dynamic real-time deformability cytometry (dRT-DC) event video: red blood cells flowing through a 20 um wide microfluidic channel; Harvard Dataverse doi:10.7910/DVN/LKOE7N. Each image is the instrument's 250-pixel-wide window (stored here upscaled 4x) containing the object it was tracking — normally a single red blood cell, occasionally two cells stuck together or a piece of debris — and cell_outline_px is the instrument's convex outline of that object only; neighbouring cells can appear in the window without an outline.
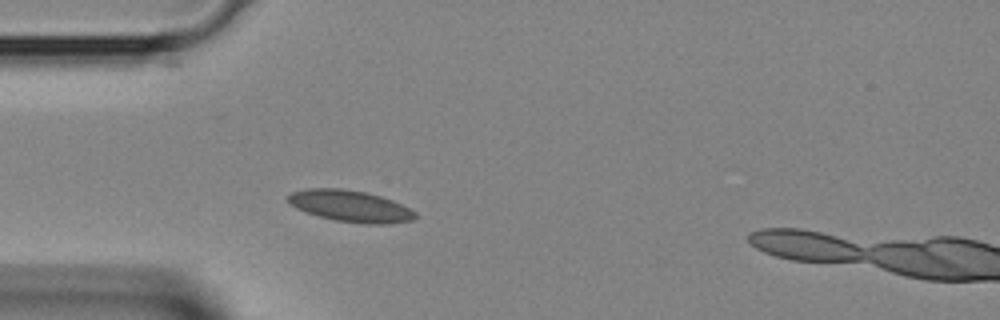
{"species": "Egyptian fruit bat (a non-hibernating species)", "species_latin": "Rousettus aegyptiacus", "temperature_condition": "room temperature", "stored_images_in_passage": 2, "camera_frame_rate_fps": 3000, "um_per_image_px": 0.085, "animal": {"sex": "female"}, "frame": {"image": 1, "passage_image": 2, "time_ms": 0.333, "image_size_px": [1000, 320], "cell_outline_px": [[416, 216], [412, 220], [388, 224], [364, 224], [336, 220], [320, 216], [296, 208], [288, 200], [288, 196], [292, 192], [308, 188], [340, 188], [364, 192], [380, 196], [392, 200], [416, 212]], "centroid_in_image_um": [29.8, 17.52], "position_along_channel_um": 55.2, "area_um2": 23.0}}